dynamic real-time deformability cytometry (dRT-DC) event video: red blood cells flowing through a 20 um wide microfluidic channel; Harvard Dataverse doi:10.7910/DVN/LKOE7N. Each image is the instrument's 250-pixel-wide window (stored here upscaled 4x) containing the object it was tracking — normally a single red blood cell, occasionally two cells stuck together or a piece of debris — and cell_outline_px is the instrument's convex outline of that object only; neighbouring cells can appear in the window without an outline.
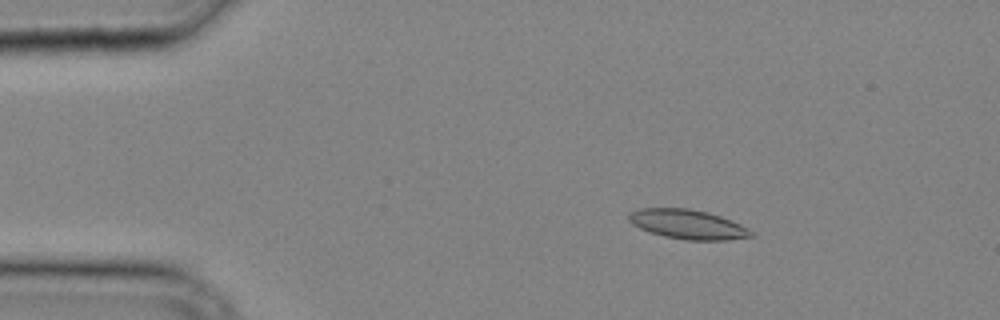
{"species": "common noctule bat (a hibernating species)", "species_latin": "Nyctalus noctula", "temperature_condition": "cold", "stored_images_in_passage": 34, "camera_frame_rate_fps": 3000, "um_per_image_px": 0.085, "animal": {"sex": "male", "body_mass_g": 20.4}, "frame": {"image": 1, "passage_image": 5, "time_ms": 1.333, "image_size_px": [1000, 320], "cell_outline_px": [[756, 236], [728, 240], [684, 240], [664, 236], [648, 232], [632, 224], [628, 220], [628, 212], [640, 208], [688, 208], [708, 212], [720, 216], [740, 224], [752, 232]], "centroid_in_image_um": [58.43, 19.07], "position_along_channel_um": 26.6, "area_um2": 21.1}}
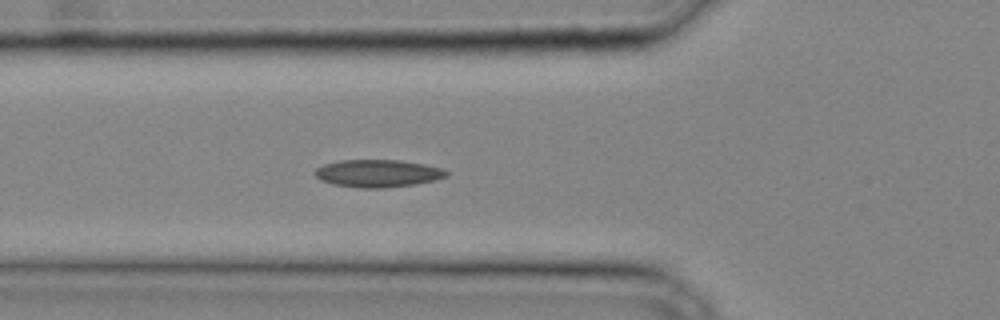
{"frame": {"image": 2, "passage_image": 12, "time_ms": 3.667, "image_size_px": [1000, 320], "cell_outline_px": [[448, 176], [416, 184], [384, 188], [364, 188], [332, 184], [320, 180], [316, 176], [316, 168], [324, 164], [340, 160], [400, 160], [424, 164], [440, 168], [448, 172]], "centroid_in_image_um": [32.1, 14.73], "position_along_channel_um": 93.7, "area_um2": 20.92}}
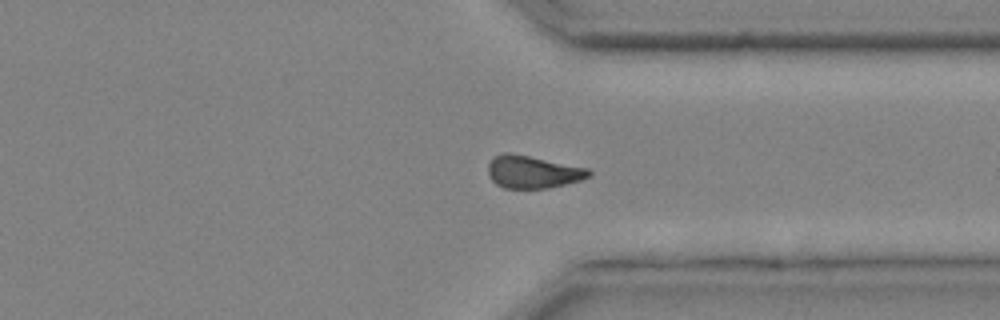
{"frame": {"image": 3, "passage_image": 27, "time_ms": 8.667, "image_size_px": [1000, 320], "cell_outline_px": [[592, 176], [580, 180], [548, 188], [504, 188], [496, 184], [492, 180], [488, 172], [488, 164], [496, 156], [504, 152], [508, 152], [588, 168], [592, 172]], "centroid_in_image_um": [45.29, 14.62], "position_along_channel_um": 366.1, "area_um2": 18.9}}